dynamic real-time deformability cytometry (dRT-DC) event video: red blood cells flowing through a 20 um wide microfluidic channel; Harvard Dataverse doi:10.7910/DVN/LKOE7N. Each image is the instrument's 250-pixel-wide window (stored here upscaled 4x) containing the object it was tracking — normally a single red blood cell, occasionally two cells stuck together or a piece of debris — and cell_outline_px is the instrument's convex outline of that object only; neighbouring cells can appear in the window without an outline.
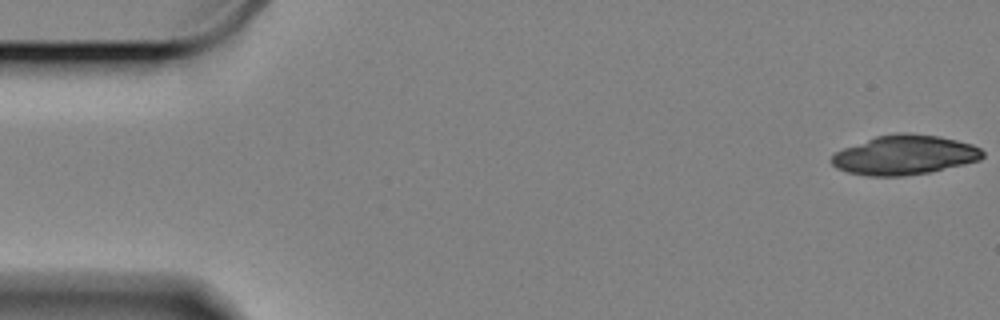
{"species": "Egyptian fruit bat (a non-hibernating species)", "species_latin": "Rousettus aegyptiacus", "temperature_condition": "cold", "stored_images_in_passage": 59, "camera_frame_rate_fps": 3000, "um_per_image_px": 0.085, "animal": {"sex": "female"}, "frame": {"image": 1, "passage_image": 1, "time_ms": 0.0, "image_size_px": [1000, 320], "cell_outline_px": [[984, 156], [980, 160], [932, 172], [904, 176], [868, 176], [848, 172], [836, 168], [828, 160], [836, 152], [844, 148], [876, 136], [896, 132], [904, 132], [940, 136], [972, 144], [980, 148], [984, 152]], "centroid_in_image_um": [76.89, 13.17], "position_along_channel_um": 8.1, "area_um2": 34.97}}